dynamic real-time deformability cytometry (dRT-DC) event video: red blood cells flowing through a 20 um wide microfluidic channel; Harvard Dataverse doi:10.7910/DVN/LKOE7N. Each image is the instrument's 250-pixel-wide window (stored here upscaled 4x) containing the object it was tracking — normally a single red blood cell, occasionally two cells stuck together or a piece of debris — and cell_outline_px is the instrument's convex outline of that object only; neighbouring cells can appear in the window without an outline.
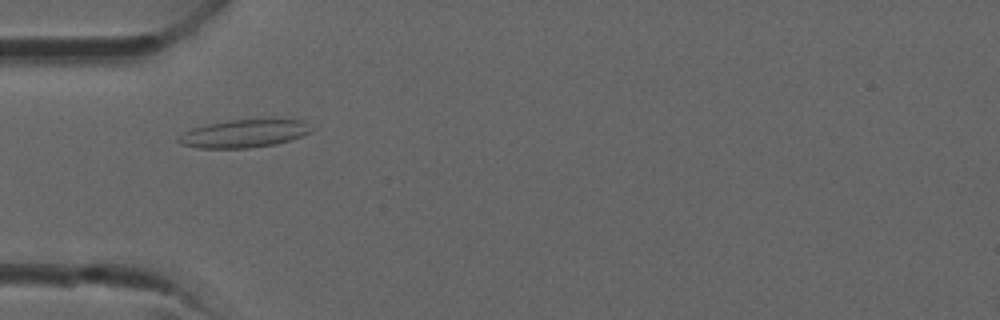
{"species": "common noctule bat (a hibernating species)", "species_latin": "Nyctalus noctula", "temperature_condition": "room temperature", "stored_images_in_passage": 37, "camera_frame_rate_fps": 3000, "um_per_image_px": 0.085, "animal": {"sex": "male", "forearm_length_mm": 52.5}, "frame": {"image": 1, "passage_image": 12, "time_ms": 3.667, "image_size_px": [1000, 320], "cell_outline_px": [[312, 132], [276, 144], [248, 148], [200, 148], [180, 144], [176, 140], [184, 132], [192, 128], [208, 124], [228, 120], [300, 120]], "centroid_in_image_um": [20.65, 11.37], "position_along_channel_um": 64.3, "area_um2": 21.04}}
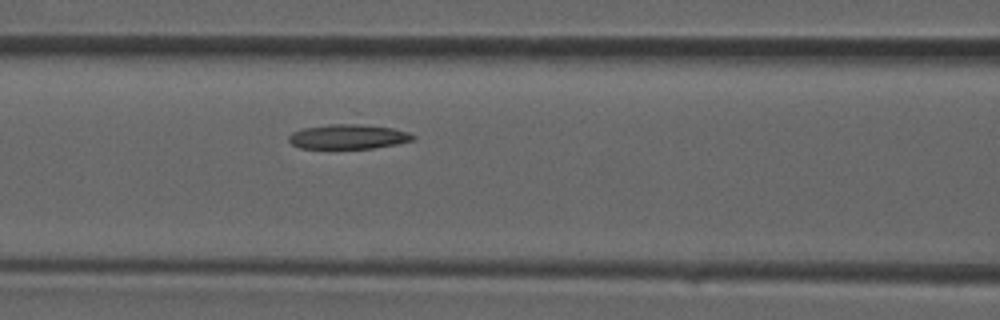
{"frame": {"image": 2, "passage_image": 16, "time_ms": 5.0, "image_size_px": [1000, 320], "cell_outline_px": [[416, 136], [412, 140], [396, 144], [372, 148], [300, 148], [292, 144], [288, 140], [288, 136], [292, 132], [304, 128], [328, 124], [360, 124], [392, 128], [408, 132]], "centroid_in_image_um": [29.58, 11.61], "position_along_channel_um": 137.0, "area_um2": 17.69}}
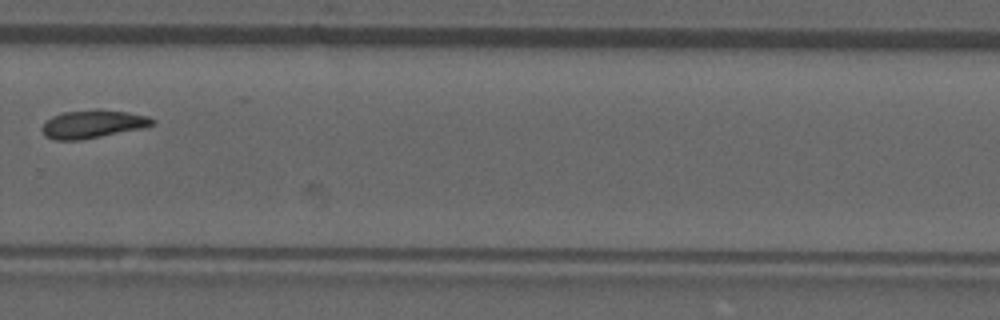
{"frame": {"image": 3, "passage_image": 26, "time_ms": 8.333, "image_size_px": [1000, 320], "cell_outline_px": [[156, 120], [152, 124], [140, 128], [80, 140], [56, 140], [44, 136], [40, 128], [52, 116], [64, 112], [96, 108], [124, 112], [148, 116]], "centroid_in_image_um": [7.82, 10.53], "position_along_channel_um": 322.0, "area_um2": 17.86}}